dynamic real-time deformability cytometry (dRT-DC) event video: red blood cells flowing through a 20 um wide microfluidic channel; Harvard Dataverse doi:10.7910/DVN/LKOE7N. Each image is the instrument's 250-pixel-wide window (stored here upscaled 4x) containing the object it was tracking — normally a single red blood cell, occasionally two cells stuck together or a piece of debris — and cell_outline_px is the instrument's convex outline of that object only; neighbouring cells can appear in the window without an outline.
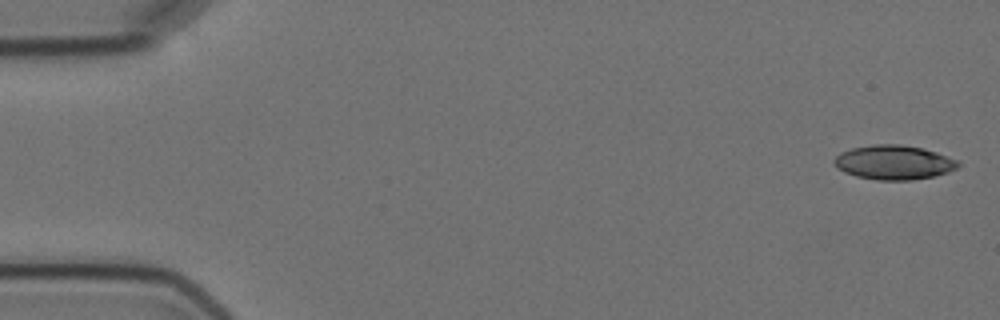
{"species": "Egyptian fruit bat (a non-hibernating species)", "species_latin": "Rousettus aegyptiacus", "temperature_condition": "cold", "stored_images_in_passage": 6, "segment_of_instrument_passage": [1, 2], "camera_frame_rate_fps": 3000, "um_per_image_px": 0.085, "animal": {"sex": "female"}, "frame": {"image": 1, "passage_image": 1, "time_ms": 0.0, "image_size_px": [1000, 320], "cell_outline_px": [[960, 164], [956, 168], [948, 172], [932, 176], [912, 180], [876, 180], [856, 176], [844, 172], [836, 168], [832, 160], [840, 152], [852, 148], [872, 144], [900, 144], [924, 148], [960, 160]], "centroid_in_image_um": [75.96, 13.79], "position_along_channel_um": 9.0, "area_um2": 25.03}}